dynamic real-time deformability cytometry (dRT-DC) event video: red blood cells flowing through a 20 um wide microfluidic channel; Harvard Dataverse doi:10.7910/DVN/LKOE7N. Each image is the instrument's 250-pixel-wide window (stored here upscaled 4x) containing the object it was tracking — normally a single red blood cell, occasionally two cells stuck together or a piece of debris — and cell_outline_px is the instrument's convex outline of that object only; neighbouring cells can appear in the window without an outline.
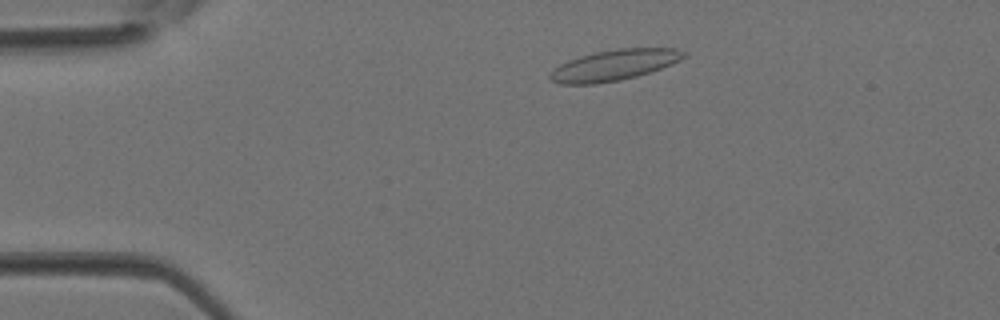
{"species": "Egyptian fruit bat (a non-hibernating species)", "species_latin": "Rousettus aegyptiacus", "temperature_condition": "room temperature", "stored_images_in_passage": 3, "camera_frame_rate_fps": 3000, "um_per_image_px": 0.085, "animal": {"sex": "female"}, "frame": {"image": 1, "passage_image": 2, "time_ms": 0.333, "image_size_px": [1000, 320], "cell_outline_px": [[688, 52], [680, 60], [672, 64], [636, 76], [620, 80], [596, 84], [560, 84], [552, 80], [548, 76], [560, 64], [568, 60], [580, 56], [596, 52], [620, 48], [676, 48]], "centroid_in_image_um": [52.22, 5.53], "position_along_channel_um": 32.8, "area_um2": 23.76}}